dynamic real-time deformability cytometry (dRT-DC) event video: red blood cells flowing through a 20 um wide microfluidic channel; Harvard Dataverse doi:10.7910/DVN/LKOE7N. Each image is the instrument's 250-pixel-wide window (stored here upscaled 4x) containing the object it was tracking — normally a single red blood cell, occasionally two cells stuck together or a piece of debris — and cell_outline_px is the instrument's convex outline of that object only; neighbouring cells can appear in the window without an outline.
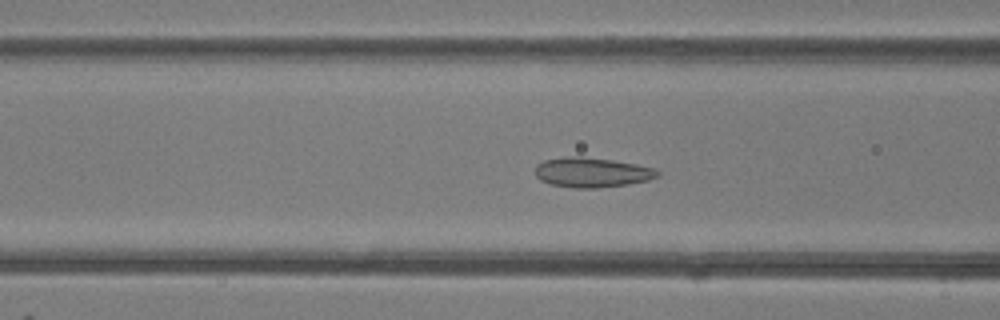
{"species": "common noctule bat (a hibernating species)", "species_latin": "Nyctalus noctula", "temperature_condition": "room temperature", "stored_images_in_passage": 40, "camera_frame_rate_fps": 3000, "um_per_image_px": 0.085, "animal": {"sex": "female"}, "frame": {"image": 1, "passage_image": 11, "time_ms": 3.333, "image_size_px": [1000, 320], "cell_outline_px": [[660, 176], [648, 180], [628, 184], [596, 188], [572, 188], [552, 184], [540, 180], [536, 176], [536, 164], [544, 160], [564, 156], [580, 156], [612, 160], [636, 164], [656, 168], [660, 172]], "centroid_in_image_um": [50.32, 14.65], "position_along_channel_um": 116.3, "area_um2": 21.39}}
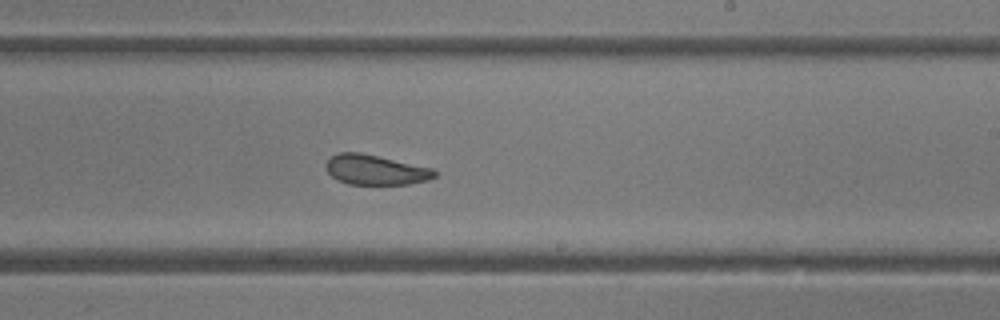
{"frame": {"image": 2, "passage_image": 21, "time_ms": 6.667, "image_size_px": [1000, 320], "cell_outline_px": [[436, 176], [428, 180], [408, 184], [348, 184], [336, 180], [324, 168], [324, 164], [332, 156], [340, 152], [360, 152], [432, 168], [436, 172]], "centroid_in_image_um": [31.88, 14.44], "position_along_channel_um": 257.1, "area_um2": 18.96}}
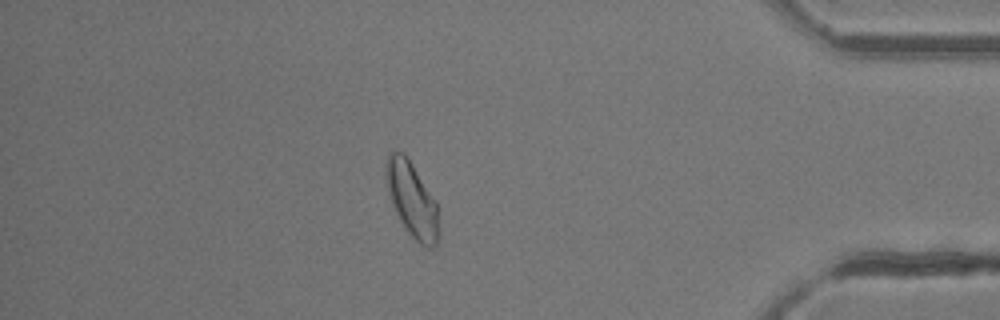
{"frame": {"image": 3, "passage_image": 34, "time_ms": 11.0, "image_size_px": [1000, 320], "cell_outline_px": [[436, 244], [432, 248], [428, 248], [420, 244], [408, 232], [400, 220], [392, 204], [388, 192], [384, 172], [384, 164], [388, 152], [404, 152], [436, 200]], "centroid_in_image_um": [34.95, 16.89], "position_along_channel_um": 400.2, "area_um2": 22.6}, "authors_computed_cell_mechanics": {"area_um2": 21.4149, "velocity_mm_per_s": 4.2195, "shape_relaxation_time_tau1_ms": 4.2502, "shape_relaxation_time_tau2_ms": 1.0998, "deformation_change_tau1": 0.0888, "deformation_change_tau2": 0.0564}}